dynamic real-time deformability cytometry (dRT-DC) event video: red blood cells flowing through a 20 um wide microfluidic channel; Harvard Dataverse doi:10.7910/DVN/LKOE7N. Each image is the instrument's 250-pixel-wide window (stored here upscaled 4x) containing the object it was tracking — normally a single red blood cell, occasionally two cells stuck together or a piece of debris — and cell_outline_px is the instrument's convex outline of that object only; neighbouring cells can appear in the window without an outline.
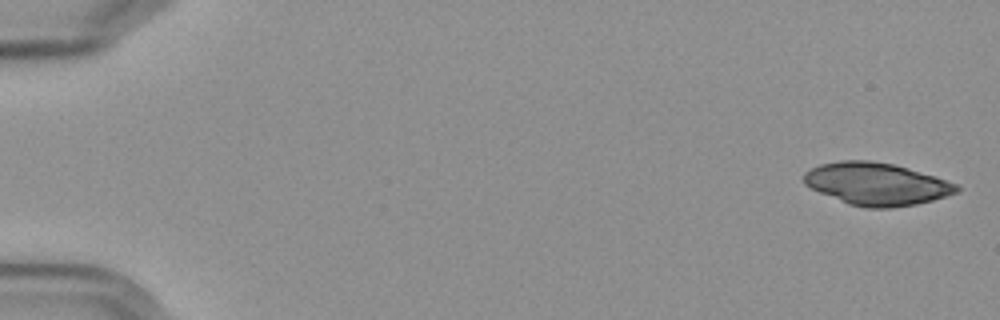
{"species": "Egyptian fruit bat (a non-hibernating species)", "species_latin": "Rousettus aegyptiacus", "temperature_condition": "cold", "stored_images_in_passage": 3, "camera_frame_rate_fps": 3000, "um_per_image_px": 0.085, "frame": {"image": 1, "passage_image": 1, "time_ms": 0.0, "image_size_px": [1000, 320], "cell_outline_px": [[960, 188], [956, 192], [932, 200], [916, 204], [892, 208], [864, 208], [848, 204], [820, 192], [804, 184], [804, 172], [820, 164], [840, 160], [868, 160], [892, 164], [908, 168], [936, 176], [956, 184]], "centroid_in_image_um": [74.48, 15.63], "position_along_channel_um": 10.5, "area_um2": 37.57}}